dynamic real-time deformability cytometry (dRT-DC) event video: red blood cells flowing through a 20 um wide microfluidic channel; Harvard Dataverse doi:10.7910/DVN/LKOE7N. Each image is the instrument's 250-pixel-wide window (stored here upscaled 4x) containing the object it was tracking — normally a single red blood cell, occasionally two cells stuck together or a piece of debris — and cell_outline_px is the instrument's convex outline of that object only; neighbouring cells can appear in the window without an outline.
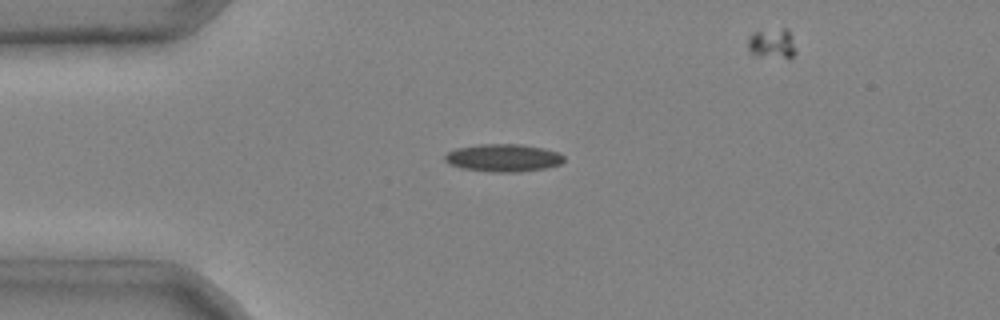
{"species": "common noctule bat (a hibernating species)", "species_latin": "Nyctalus noctula", "temperature_condition": "cold", "stored_images_in_passage": 6, "camera_frame_rate_fps": 3000, "um_per_image_px": 0.085, "animal": {"sex": "male", "body_mass_g": 20.4}, "frame": {"image": 1, "passage_image": 3, "time_ms": 0.667, "image_size_px": [1000, 320], "cell_outline_px": [[564, 160], [560, 164], [544, 168], [520, 172], [492, 172], [460, 168], [448, 164], [444, 160], [444, 156], [448, 152], [456, 148], [480, 144], [520, 144], [544, 148], [560, 152], [564, 156]], "centroid_in_image_um": [42.77, 13.42], "position_along_channel_um": 42.2, "area_um2": 19.36}}